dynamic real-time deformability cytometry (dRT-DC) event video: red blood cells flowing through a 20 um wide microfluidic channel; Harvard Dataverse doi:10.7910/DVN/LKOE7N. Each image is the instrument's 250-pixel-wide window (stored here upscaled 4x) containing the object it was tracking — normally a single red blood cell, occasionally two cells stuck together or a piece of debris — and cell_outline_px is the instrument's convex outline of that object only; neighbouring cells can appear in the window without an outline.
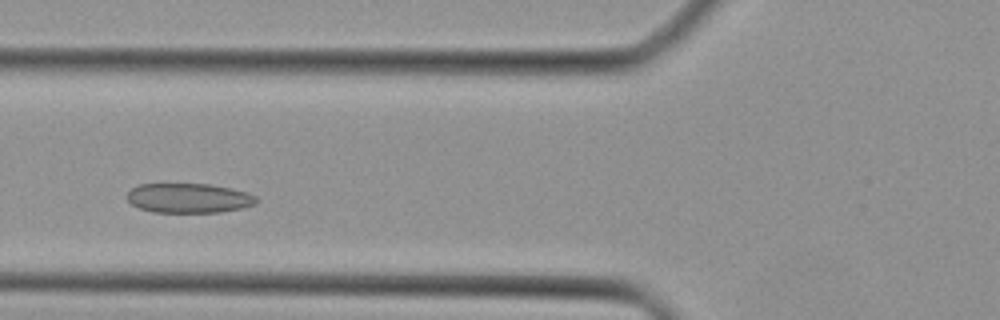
{"species": "Egyptian fruit bat (a non-hibernating species)", "species_latin": "Rousettus aegyptiacus", "temperature_condition": "cold", "stored_images_in_passage": 36, "camera_frame_rate_fps": 3000, "um_per_image_px": 0.085, "animal": {"sex": "female"}, "frame": {"image": 1, "passage_image": 9, "time_ms": 2.667, "image_size_px": [1000, 320], "cell_outline_px": [[260, 200], [256, 204], [244, 208], [220, 212], [152, 212], [140, 208], [132, 204], [128, 200], [128, 192], [132, 188], [140, 184], [208, 184], [248, 192], [256, 196]], "centroid_in_image_um": [16.09, 16.84], "position_along_channel_um": 109.7, "area_um2": 22.31}}
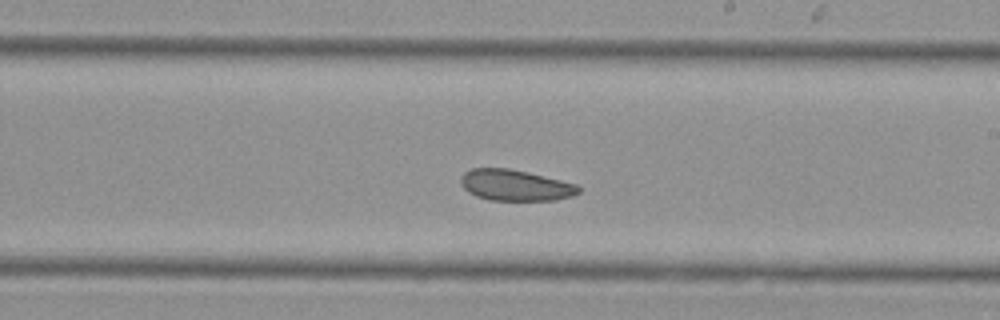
{"frame": {"image": 2, "passage_image": 18, "time_ms": 5.667, "image_size_px": [1000, 320], "cell_outline_px": [[580, 192], [572, 196], [556, 200], [488, 200], [476, 196], [468, 192], [460, 184], [460, 176], [464, 172], [472, 168], [508, 168], [528, 172], [576, 184], [580, 188]], "centroid_in_image_um": [43.77, 15.74], "position_along_channel_um": 245.2, "area_um2": 21.39}}
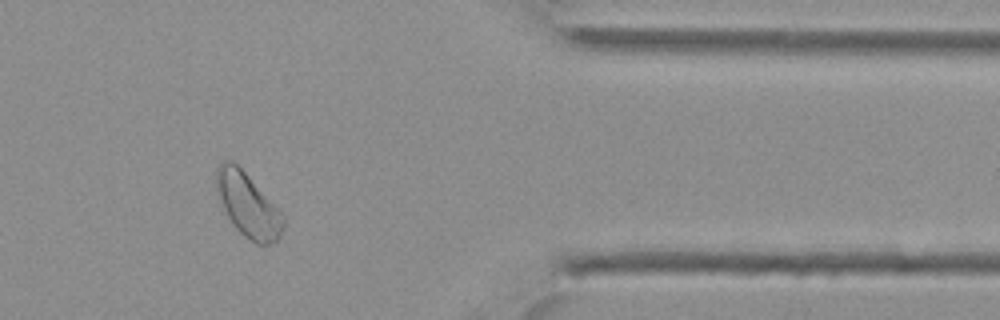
{"frame": {"image": 3, "passage_image": 29, "time_ms": 9.333, "image_size_px": [1000, 320], "cell_outline_px": [[284, 224], [280, 236], [276, 240], [268, 244], [256, 244], [244, 236], [236, 228], [228, 216], [224, 208], [216, 184], [216, 168], [224, 160], [232, 160], [244, 172], [284, 216]], "centroid_in_image_um": [21.07, 17.44], "position_along_channel_um": 390.3, "area_um2": 23.99}}